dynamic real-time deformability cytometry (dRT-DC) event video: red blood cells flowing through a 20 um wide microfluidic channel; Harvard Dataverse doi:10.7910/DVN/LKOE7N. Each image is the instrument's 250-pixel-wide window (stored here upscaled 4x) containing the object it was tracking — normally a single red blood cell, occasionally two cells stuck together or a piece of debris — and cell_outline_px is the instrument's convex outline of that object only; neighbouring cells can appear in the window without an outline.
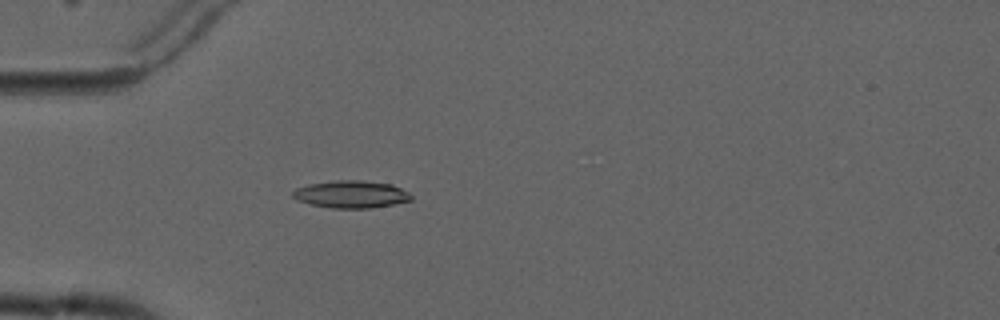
{"species": "common noctule bat (a hibernating species)", "species_latin": "Nyctalus noctula", "temperature_condition": "cold", "stored_images_in_passage": 3, "camera_frame_rate_fps": 3000, "um_per_image_px": 0.085, "animal": {"sex": "male", "forearm_length_mm": 52.5}, "frame": {"image": 1, "passage_image": 3, "time_ms": 2.333, "image_size_px": [1000, 320], "cell_outline_px": [[412, 200], [392, 204], [368, 208], [332, 208], [312, 204], [296, 200], [292, 196], [292, 192], [296, 188], [308, 184], [336, 180], [360, 180], [392, 184], [408, 192], [412, 196]], "centroid_in_image_um": [29.83, 16.51], "position_along_channel_um": 55.2, "area_um2": 18.79}}